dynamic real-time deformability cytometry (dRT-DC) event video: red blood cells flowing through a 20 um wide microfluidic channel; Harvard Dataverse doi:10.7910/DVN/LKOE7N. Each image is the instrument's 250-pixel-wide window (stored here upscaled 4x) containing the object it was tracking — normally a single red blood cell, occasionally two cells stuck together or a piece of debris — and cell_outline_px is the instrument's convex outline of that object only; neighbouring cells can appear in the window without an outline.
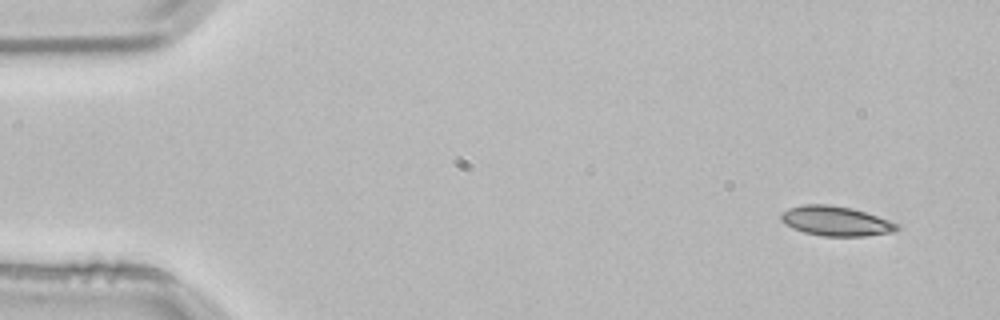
{"species": "common noctule bat (a hibernating species)", "species_latin": "Nyctalus noctula", "temperature_condition": "room temperature", "stored_images_in_passage": 3, "camera_frame_rate_fps": 3000, "um_per_image_px": 0.085, "animal": {"sex": "male", "body_mass_g": 21.5, "forearm_length_mm": 52.0}, "frame": {"image": 1, "passage_image": 1, "time_ms": 0.0, "image_size_px": [1000, 320], "cell_outline_px": [[900, 228], [896, 232], [864, 236], [820, 236], [804, 232], [792, 228], [784, 224], [780, 220], [780, 212], [788, 208], [804, 204], [828, 204], [852, 208], [900, 224]], "centroid_in_image_um": [71.02, 18.79], "position_along_channel_um": 14.0, "area_um2": 20.29}}
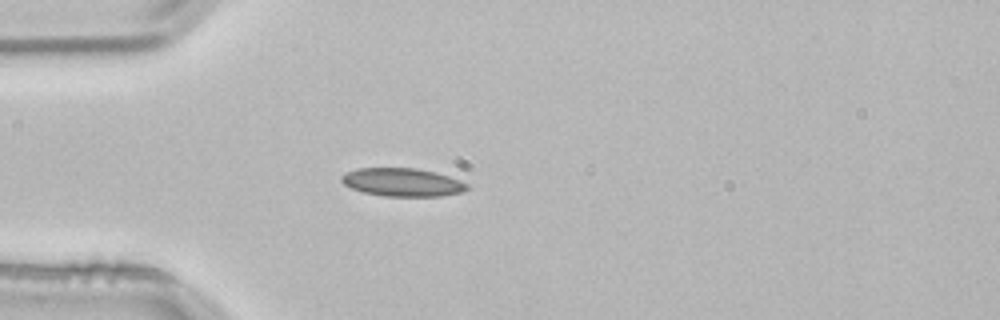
{"frame": {"image": 2, "passage_image": 3, "time_ms": 0.667, "image_size_px": [1000, 320], "cell_outline_px": [[472, 188], [460, 192], [440, 196], [384, 196], [364, 192], [352, 188], [344, 184], [340, 180], [340, 176], [356, 168], [416, 168], [436, 172], [448, 176], [468, 184]], "centroid_in_image_um": [34.21, 15.49], "position_along_channel_um": 50.8, "area_um2": 20.58}}